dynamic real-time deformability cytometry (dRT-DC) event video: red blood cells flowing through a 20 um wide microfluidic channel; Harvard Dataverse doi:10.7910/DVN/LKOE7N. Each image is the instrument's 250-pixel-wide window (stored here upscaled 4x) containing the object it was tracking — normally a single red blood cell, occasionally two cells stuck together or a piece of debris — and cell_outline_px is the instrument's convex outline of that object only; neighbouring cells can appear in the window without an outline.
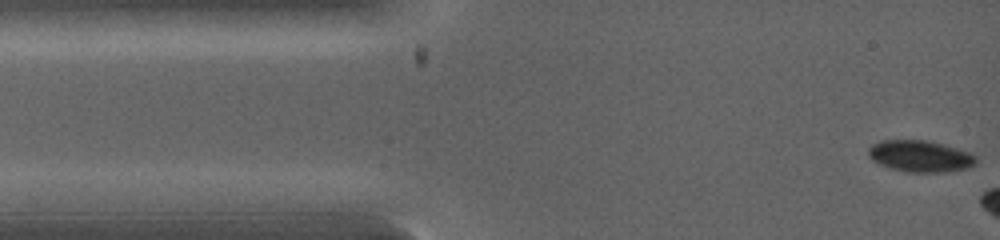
{"species": "common noctule bat (a hibernating species)", "species_latin": "Nyctalus noctula", "temperature_condition": "warm", "stored_images_in_passage": 5, "camera_frame_rate_fps": 5000, "um_per_image_px": 0.085, "animal": {"sex": "female", "body_mass_g": 19.0, "forearm_length_mm": 53.3}, "frame": {"image": 1, "passage_image": 1, "time_ms": 0.0, "image_size_px": [1000, 240], "cell_outline_px": [[976, 164], [964, 168], [944, 172], [908, 172], [888, 168], [872, 160], [868, 156], [868, 148], [872, 144], [880, 140], [928, 140], [944, 144], [972, 152], [976, 156]], "centroid_in_image_um": [78.2, 13.26], "position_along_channel_um": 6.8, "area_um2": 20.0}}